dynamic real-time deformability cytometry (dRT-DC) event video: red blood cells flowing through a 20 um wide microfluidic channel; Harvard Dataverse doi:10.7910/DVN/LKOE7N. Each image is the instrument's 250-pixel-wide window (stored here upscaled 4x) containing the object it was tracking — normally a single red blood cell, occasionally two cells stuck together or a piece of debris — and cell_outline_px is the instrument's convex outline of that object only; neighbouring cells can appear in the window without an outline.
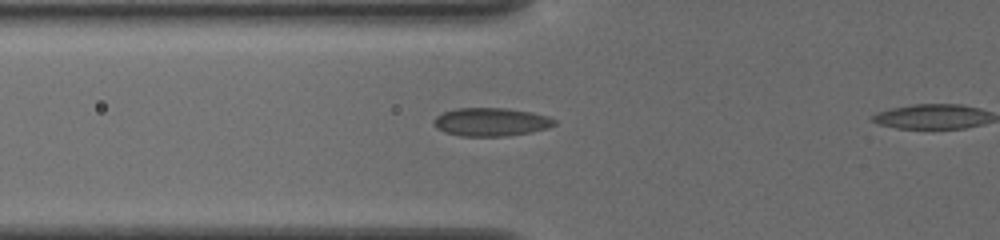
{"species": "common noctule bat (a hibernating species)", "species_latin": "Nyctalus noctula", "temperature_condition": "cold", "stored_images_in_passage": 31, "camera_frame_rate_fps": 3000, "um_per_image_px": 0.085, "animal": {"sex": "female", "body_mass_g": 19.5, "forearm_length_mm": 54.1}, "frame": {"image": 1, "passage_image": 3, "time_ms": 0.667, "image_size_px": [1000, 240], "cell_outline_px": [[556, 124], [548, 128], [508, 136], [460, 136], [444, 132], [436, 128], [432, 124], [432, 120], [436, 116], [444, 112], [456, 108], [508, 108], [532, 112], [548, 116], [556, 120]], "centroid_in_image_um": [41.71, 10.36], "position_along_channel_um": 84.1, "area_um2": 20.06}}
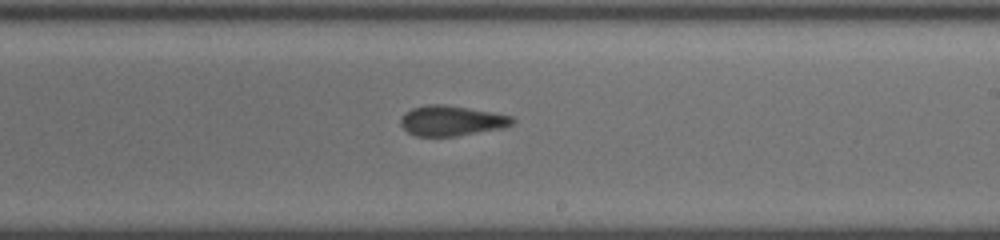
{"frame": {"image": 2, "passage_image": 16, "time_ms": 5.0, "image_size_px": [1000, 240], "cell_outline_px": [[516, 120], [512, 124], [504, 128], [456, 136], [416, 136], [408, 132], [400, 124], [400, 116], [404, 112], [412, 108], [428, 104], [444, 104], [492, 112], [512, 116]], "centroid_in_image_um": [38.36, 10.26], "position_along_channel_um": 250.6, "area_um2": 19.77}}
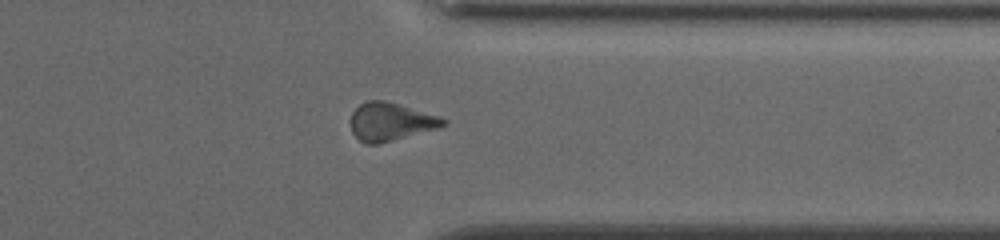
{"frame": {"image": 3, "passage_image": 26, "time_ms": 8.333, "image_size_px": [1000, 240], "cell_outline_px": [[448, 124], [440, 128], [380, 144], [364, 144], [352, 132], [352, 112], [360, 104], [368, 100], [384, 100], [440, 116], [448, 120]], "centroid_in_image_um": [33.25, 10.36], "position_along_channel_um": 378.2, "area_um2": 20.63}}